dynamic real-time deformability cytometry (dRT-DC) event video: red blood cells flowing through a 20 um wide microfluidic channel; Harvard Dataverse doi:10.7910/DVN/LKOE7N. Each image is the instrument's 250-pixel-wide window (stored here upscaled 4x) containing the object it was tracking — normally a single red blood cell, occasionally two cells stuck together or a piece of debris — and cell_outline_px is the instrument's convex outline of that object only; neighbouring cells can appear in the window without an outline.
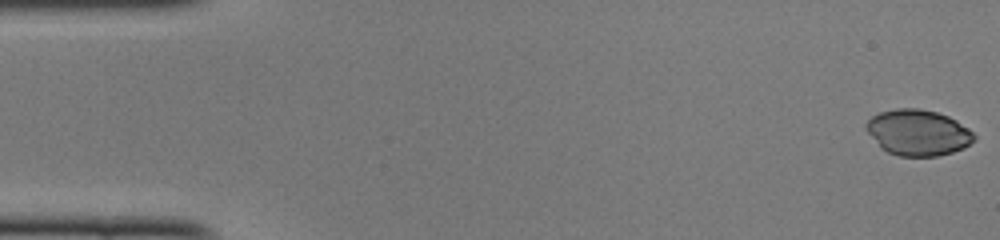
{"species": "common noctule bat (a hibernating species)", "species_latin": "Nyctalus noctula", "temperature_condition": "cold", "stored_images_in_passage": 48, "camera_frame_rate_fps": 3000, "um_per_image_px": 0.085, "animal": {"sex": "female", "body_mass_g": 22.0, "forearm_length_mm": 56.7}, "frame": {"image": 1, "passage_image": 1, "time_ms": 0.0, "image_size_px": [1000, 240], "cell_outline_px": [[976, 140], [964, 148], [952, 152], [936, 156], [900, 156], [888, 152], [880, 148], [864, 128], [864, 124], [872, 116], [880, 112], [896, 108], [920, 108], [936, 112], [948, 116], [956, 120], [968, 128], [976, 136]], "centroid_in_image_um": [78.02, 11.26], "position_along_channel_um": 7.0, "area_um2": 29.07}}